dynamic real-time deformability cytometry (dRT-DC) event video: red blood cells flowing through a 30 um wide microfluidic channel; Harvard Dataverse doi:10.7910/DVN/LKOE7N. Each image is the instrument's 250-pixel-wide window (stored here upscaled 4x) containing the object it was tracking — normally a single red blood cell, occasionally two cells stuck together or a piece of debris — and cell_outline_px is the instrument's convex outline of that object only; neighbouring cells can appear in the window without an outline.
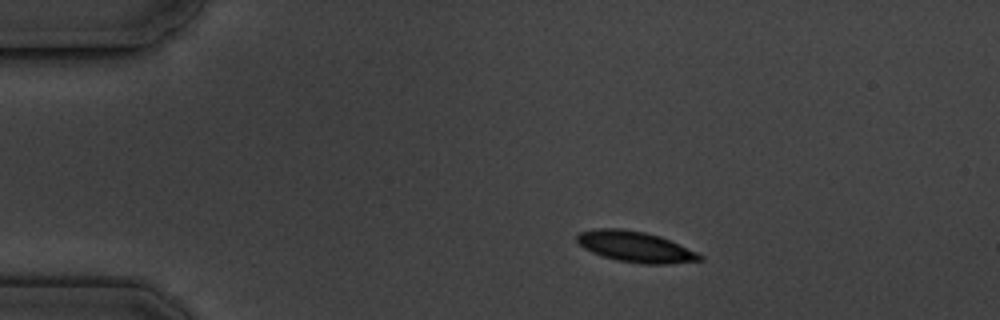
{"species": "common noctule bat (a hibernating species)", "species_latin": "Nyctalus noctula", "temperature_condition": "cold", "stored_images_in_passage": 5, "camera_frame_rate_fps": 3000, "um_per_image_px": 0.085, "animal": {"sex": "male", "body_mass_g": 19.5, "forearm_length_mm": 54.6}, "frame": {"image": 1, "passage_image": 1, "time_ms": 0.0, "image_size_px": [1000, 320], "cell_outline_px": [[704, 260], [668, 264], [644, 264], [616, 260], [600, 256], [584, 248], [576, 240], [576, 236], [580, 232], [596, 228], [620, 228], [644, 232], [660, 236], [696, 252], [704, 256]], "centroid_in_image_um": [53.99, 20.98], "position_along_channel_um": 31.0, "area_um2": 22.02}}
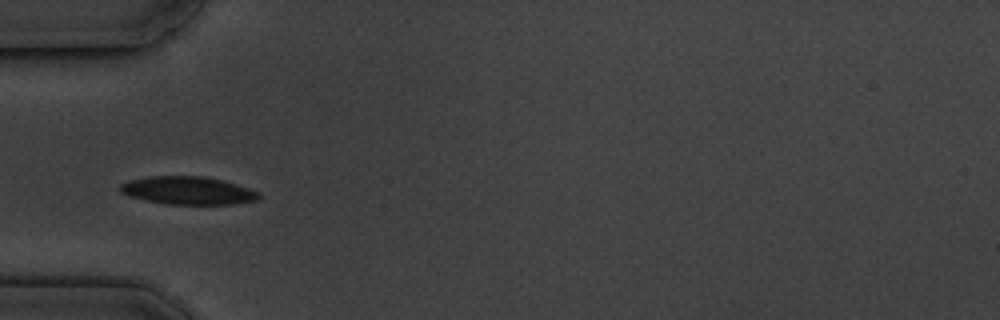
{"frame": {"image": 2, "passage_image": 3, "time_ms": 2.667, "image_size_px": [1000, 320], "cell_outline_px": [[260, 200], [232, 204], [168, 204], [128, 196], [120, 192], [120, 184], [128, 180], [148, 176], [204, 176], [220, 180], [248, 188], [256, 192], [260, 196]], "centroid_in_image_um": [15.93, 16.19], "position_along_channel_um": 69.1, "area_um2": 22.37}}